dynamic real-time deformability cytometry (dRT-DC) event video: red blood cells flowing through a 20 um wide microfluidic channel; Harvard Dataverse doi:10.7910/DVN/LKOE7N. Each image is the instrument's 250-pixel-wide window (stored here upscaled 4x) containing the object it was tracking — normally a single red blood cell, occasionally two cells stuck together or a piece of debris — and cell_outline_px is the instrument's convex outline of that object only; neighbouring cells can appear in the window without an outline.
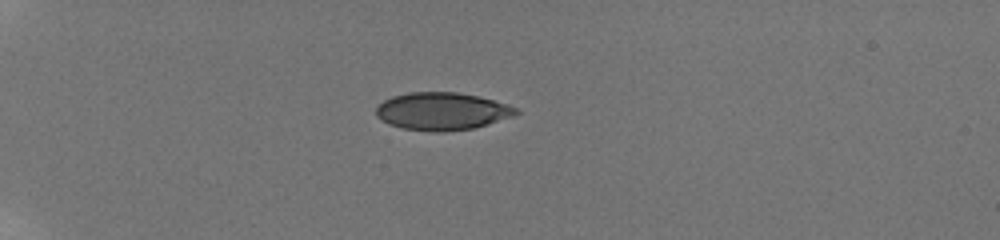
{"species": "human", "species_latin": "Homo sapiens", "temperature_condition": "room temperature", "stored_images_in_passage": 3, "camera_frame_rate_fps": 3000, "um_per_image_px": 0.085, "donor": {"sex": "male"}, "frame": {"image": 1, "passage_image": 1, "time_ms": 0.0, "image_size_px": [1000, 240], "cell_outline_px": [[520, 112], [512, 116], [472, 128], [444, 132], [436, 132], [404, 128], [388, 124], [380, 120], [376, 116], [376, 108], [384, 100], [392, 96], [408, 92], [456, 92], [480, 96], [508, 104], [516, 108]], "centroid_in_image_um": [37.54, 9.44], "position_along_channel_um": 47.5, "area_um2": 30.58}}